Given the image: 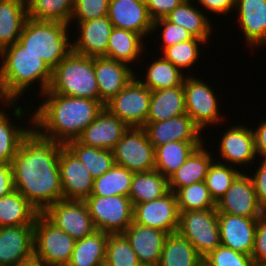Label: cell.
Masks as SVG:
<instances>
[{"label": "cell", "mask_w": 266, "mask_h": 266, "mask_svg": "<svg viewBox=\"0 0 266 266\" xmlns=\"http://www.w3.org/2000/svg\"><path fill=\"white\" fill-rule=\"evenodd\" d=\"M64 144L47 140L34 130L22 141L11 162L14 188L38 211L64 199L59 156Z\"/></svg>", "instance_id": "1"}, {"label": "cell", "mask_w": 266, "mask_h": 266, "mask_svg": "<svg viewBox=\"0 0 266 266\" xmlns=\"http://www.w3.org/2000/svg\"><path fill=\"white\" fill-rule=\"evenodd\" d=\"M41 95L45 99L31 114L29 122L41 137L64 145L77 139L104 108L100 100L60 94Z\"/></svg>", "instance_id": "2"}, {"label": "cell", "mask_w": 266, "mask_h": 266, "mask_svg": "<svg viewBox=\"0 0 266 266\" xmlns=\"http://www.w3.org/2000/svg\"><path fill=\"white\" fill-rule=\"evenodd\" d=\"M0 101L14 106L30 85L40 82V94L45 93L52 79V69L18 41L0 52ZM5 102V103H4Z\"/></svg>", "instance_id": "3"}, {"label": "cell", "mask_w": 266, "mask_h": 266, "mask_svg": "<svg viewBox=\"0 0 266 266\" xmlns=\"http://www.w3.org/2000/svg\"><path fill=\"white\" fill-rule=\"evenodd\" d=\"M69 26L61 22L28 18L18 42L26 51L40 56L53 70L72 51Z\"/></svg>", "instance_id": "4"}, {"label": "cell", "mask_w": 266, "mask_h": 266, "mask_svg": "<svg viewBox=\"0 0 266 266\" xmlns=\"http://www.w3.org/2000/svg\"><path fill=\"white\" fill-rule=\"evenodd\" d=\"M42 94H60L99 100L94 72V57L71 51L53 70L48 90Z\"/></svg>", "instance_id": "5"}, {"label": "cell", "mask_w": 266, "mask_h": 266, "mask_svg": "<svg viewBox=\"0 0 266 266\" xmlns=\"http://www.w3.org/2000/svg\"><path fill=\"white\" fill-rule=\"evenodd\" d=\"M75 240L53 224L43 213L34 223V257L47 266H67L74 249Z\"/></svg>", "instance_id": "6"}, {"label": "cell", "mask_w": 266, "mask_h": 266, "mask_svg": "<svg viewBox=\"0 0 266 266\" xmlns=\"http://www.w3.org/2000/svg\"><path fill=\"white\" fill-rule=\"evenodd\" d=\"M177 232L204 258L221 245L217 209L179 212Z\"/></svg>", "instance_id": "7"}, {"label": "cell", "mask_w": 266, "mask_h": 266, "mask_svg": "<svg viewBox=\"0 0 266 266\" xmlns=\"http://www.w3.org/2000/svg\"><path fill=\"white\" fill-rule=\"evenodd\" d=\"M84 202L96 230L119 234L133 222L134 206L129 197L90 195Z\"/></svg>", "instance_id": "8"}, {"label": "cell", "mask_w": 266, "mask_h": 266, "mask_svg": "<svg viewBox=\"0 0 266 266\" xmlns=\"http://www.w3.org/2000/svg\"><path fill=\"white\" fill-rule=\"evenodd\" d=\"M137 77L131 81L104 107L123 121L129 128H143L149 114L151 90L142 84Z\"/></svg>", "instance_id": "9"}, {"label": "cell", "mask_w": 266, "mask_h": 266, "mask_svg": "<svg viewBox=\"0 0 266 266\" xmlns=\"http://www.w3.org/2000/svg\"><path fill=\"white\" fill-rule=\"evenodd\" d=\"M112 151L115 164L133 173L155 170V148L144 128H128Z\"/></svg>", "instance_id": "10"}, {"label": "cell", "mask_w": 266, "mask_h": 266, "mask_svg": "<svg viewBox=\"0 0 266 266\" xmlns=\"http://www.w3.org/2000/svg\"><path fill=\"white\" fill-rule=\"evenodd\" d=\"M183 88L186 114L201 131L202 129L205 130L207 125L218 124L222 120L217 103L218 99H216L211 86L192 75L185 76Z\"/></svg>", "instance_id": "11"}, {"label": "cell", "mask_w": 266, "mask_h": 266, "mask_svg": "<svg viewBox=\"0 0 266 266\" xmlns=\"http://www.w3.org/2000/svg\"><path fill=\"white\" fill-rule=\"evenodd\" d=\"M43 214L75 241L96 231L84 201L62 199L50 205Z\"/></svg>", "instance_id": "12"}, {"label": "cell", "mask_w": 266, "mask_h": 266, "mask_svg": "<svg viewBox=\"0 0 266 266\" xmlns=\"http://www.w3.org/2000/svg\"><path fill=\"white\" fill-rule=\"evenodd\" d=\"M133 222L162 230L167 234L177 232L179 210L176 194L169 191L153 201L134 205Z\"/></svg>", "instance_id": "13"}, {"label": "cell", "mask_w": 266, "mask_h": 266, "mask_svg": "<svg viewBox=\"0 0 266 266\" xmlns=\"http://www.w3.org/2000/svg\"><path fill=\"white\" fill-rule=\"evenodd\" d=\"M218 213L257 219L265 210L258 203L251 176L240 173L216 203Z\"/></svg>", "instance_id": "14"}, {"label": "cell", "mask_w": 266, "mask_h": 266, "mask_svg": "<svg viewBox=\"0 0 266 266\" xmlns=\"http://www.w3.org/2000/svg\"><path fill=\"white\" fill-rule=\"evenodd\" d=\"M59 171L64 199L85 201L91 195L94 178L65 145L60 151Z\"/></svg>", "instance_id": "15"}, {"label": "cell", "mask_w": 266, "mask_h": 266, "mask_svg": "<svg viewBox=\"0 0 266 266\" xmlns=\"http://www.w3.org/2000/svg\"><path fill=\"white\" fill-rule=\"evenodd\" d=\"M107 16L113 27L147 36L153 32L145 0H109Z\"/></svg>", "instance_id": "16"}, {"label": "cell", "mask_w": 266, "mask_h": 266, "mask_svg": "<svg viewBox=\"0 0 266 266\" xmlns=\"http://www.w3.org/2000/svg\"><path fill=\"white\" fill-rule=\"evenodd\" d=\"M34 225L0 227V266H16L34 256Z\"/></svg>", "instance_id": "17"}, {"label": "cell", "mask_w": 266, "mask_h": 266, "mask_svg": "<svg viewBox=\"0 0 266 266\" xmlns=\"http://www.w3.org/2000/svg\"><path fill=\"white\" fill-rule=\"evenodd\" d=\"M128 128L104 107L77 140L86 146L113 150Z\"/></svg>", "instance_id": "18"}, {"label": "cell", "mask_w": 266, "mask_h": 266, "mask_svg": "<svg viewBox=\"0 0 266 266\" xmlns=\"http://www.w3.org/2000/svg\"><path fill=\"white\" fill-rule=\"evenodd\" d=\"M257 219L218 213L220 243L234 251L253 252Z\"/></svg>", "instance_id": "19"}, {"label": "cell", "mask_w": 266, "mask_h": 266, "mask_svg": "<svg viewBox=\"0 0 266 266\" xmlns=\"http://www.w3.org/2000/svg\"><path fill=\"white\" fill-rule=\"evenodd\" d=\"M130 65L103 57H94V72L98 84L99 100L105 105L136 76Z\"/></svg>", "instance_id": "20"}, {"label": "cell", "mask_w": 266, "mask_h": 266, "mask_svg": "<svg viewBox=\"0 0 266 266\" xmlns=\"http://www.w3.org/2000/svg\"><path fill=\"white\" fill-rule=\"evenodd\" d=\"M143 128L154 148L174 141H203L201 130L187 114L147 123Z\"/></svg>", "instance_id": "21"}, {"label": "cell", "mask_w": 266, "mask_h": 266, "mask_svg": "<svg viewBox=\"0 0 266 266\" xmlns=\"http://www.w3.org/2000/svg\"><path fill=\"white\" fill-rule=\"evenodd\" d=\"M77 23L79 36L75 42L72 41V51L89 57L106 56L109 37L114 28L108 16Z\"/></svg>", "instance_id": "22"}, {"label": "cell", "mask_w": 266, "mask_h": 266, "mask_svg": "<svg viewBox=\"0 0 266 266\" xmlns=\"http://www.w3.org/2000/svg\"><path fill=\"white\" fill-rule=\"evenodd\" d=\"M122 234L142 266H158L166 232L132 222Z\"/></svg>", "instance_id": "23"}, {"label": "cell", "mask_w": 266, "mask_h": 266, "mask_svg": "<svg viewBox=\"0 0 266 266\" xmlns=\"http://www.w3.org/2000/svg\"><path fill=\"white\" fill-rule=\"evenodd\" d=\"M220 142V158L235 165H247L255 160L257 153L254 132L246 125H235L223 133Z\"/></svg>", "instance_id": "24"}, {"label": "cell", "mask_w": 266, "mask_h": 266, "mask_svg": "<svg viewBox=\"0 0 266 266\" xmlns=\"http://www.w3.org/2000/svg\"><path fill=\"white\" fill-rule=\"evenodd\" d=\"M235 9L248 46L266 44V0H236Z\"/></svg>", "instance_id": "25"}, {"label": "cell", "mask_w": 266, "mask_h": 266, "mask_svg": "<svg viewBox=\"0 0 266 266\" xmlns=\"http://www.w3.org/2000/svg\"><path fill=\"white\" fill-rule=\"evenodd\" d=\"M202 143L198 146L177 171L168 177L169 190L176 193L180 188L205 181L209 167L214 161Z\"/></svg>", "instance_id": "26"}, {"label": "cell", "mask_w": 266, "mask_h": 266, "mask_svg": "<svg viewBox=\"0 0 266 266\" xmlns=\"http://www.w3.org/2000/svg\"><path fill=\"white\" fill-rule=\"evenodd\" d=\"M27 19L26 0H0V52L18 41Z\"/></svg>", "instance_id": "27"}, {"label": "cell", "mask_w": 266, "mask_h": 266, "mask_svg": "<svg viewBox=\"0 0 266 266\" xmlns=\"http://www.w3.org/2000/svg\"><path fill=\"white\" fill-rule=\"evenodd\" d=\"M182 114H186L183 85L151 91L146 124L167 120Z\"/></svg>", "instance_id": "28"}, {"label": "cell", "mask_w": 266, "mask_h": 266, "mask_svg": "<svg viewBox=\"0 0 266 266\" xmlns=\"http://www.w3.org/2000/svg\"><path fill=\"white\" fill-rule=\"evenodd\" d=\"M39 211L17 190L0 197V227L34 225Z\"/></svg>", "instance_id": "29"}, {"label": "cell", "mask_w": 266, "mask_h": 266, "mask_svg": "<svg viewBox=\"0 0 266 266\" xmlns=\"http://www.w3.org/2000/svg\"><path fill=\"white\" fill-rule=\"evenodd\" d=\"M203 258L178 232L167 234L158 266H203Z\"/></svg>", "instance_id": "30"}, {"label": "cell", "mask_w": 266, "mask_h": 266, "mask_svg": "<svg viewBox=\"0 0 266 266\" xmlns=\"http://www.w3.org/2000/svg\"><path fill=\"white\" fill-rule=\"evenodd\" d=\"M108 233L96 230L76 240L67 266H104Z\"/></svg>", "instance_id": "31"}, {"label": "cell", "mask_w": 266, "mask_h": 266, "mask_svg": "<svg viewBox=\"0 0 266 266\" xmlns=\"http://www.w3.org/2000/svg\"><path fill=\"white\" fill-rule=\"evenodd\" d=\"M169 191L168 178L152 170L134 173L128 197L134 206L158 199Z\"/></svg>", "instance_id": "32"}, {"label": "cell", "mask_w": 266, "mask_h": 266, "mask_svg": "<svg viewBox=\"0 0 266 266\" xmlns=\"http://www.w3.org/2000/svg\"><path fill=\"white\" fill-rule=\"evenodd\" d=\"M143 38L136 32L114 27L109 37L105 57L126 64H131L136 60L140 62L137 58H140V54L143 51Z\"/></svg>", "instance_id": "33"}, {"label": "cell", "mask_w": 266, "mask_h": 266, "mask_svg": "<svg viewBox=\"0 0 266 266\" xmlns=\"http://www.w3.org/2000/svg\"><path fill=\"white\" fill-rule=\"evenodd\" d=\"M203 141H174L155 148V170L164 177L172 173L187 160L191 153L200 146Z\"/></svg>", "instance_id": "34"}, {"label": "cell", "mask_w": 266, "mask_h": 266, "mask_svg": "<svg viewBox=\"0 0 266 266\" xmlns=\"http://www.w3.org/2000/svg\"><path fill=\"white\" fill-rule=\"evenodd\" d=\"M193 1L182 2L165 18L176 25L182 26L194 37L204 40L206 43L209 40L212 30L208 16H205L202 11L192 5Z\"/></svg>", "instance_id": "35"}, {"label": "cell", "mask_w": 266, "mask_h": 266, "mask_svg": "<svg viewBox=\"0 0 266 266\" xmlns=\"http://www.w3.org/2000/svg\"><path fill=\"white\" fill-rule=\"evenodd\" d=\"M65 146L79 158L94 179L103 175L115 164L112 150L86 146L77 139L68 141Z\"/></svg>", "instance_id": "36"}, {"label": "cell", "mask_w": 266, "mask_h": 266, "mask_svg": "<svg viewBox=\"0 0 266 266\" xmlns=\"http://www.w3.org/2000/svg\"><path fill=\"white\" fill-rule=\"evenodd\" d=\"M134 173L114 164L100 177L94 179L91 195L128 197Z\"/></svg>", "instance_id": "37"}, {"label": "cell", "mask_w": 266, "mask_h": 266, "mask_svg": "<svg viewBox=\"0 0 266 266\" xmlns=\"http://www.w3.org/2000/svg\"><path fill=\"white\" fill-rule=\"evenodd\" d=\"M145 78L146 81L138 80L149 90L155 91L182 86L185 75L178 67H175L164 57H160L155 62L153 61L149 68L147 67Z\"/></svg>", "instance_id": "38"}, {"label": "cell", "mask_w": 266, "mask_h": 266, "mask_svg": "<svg viewBox=\"0 0 266 266\" xmlns=\"http://www.w3.org/2000/svg\"><path fill=\"white\" fill-rule=\"evenodd\" d=\"M28 18L70 25L74 0H26Z\"/></svg>", "instance_id": "39"}, {"label": "cell", "mask_w": 266, "mask_h": 266, "mask_svg": "<svg viewBox=\"0 0 266 266\" xmlns=\"http://www.w3.org/2000/svg\"><path fill=\"white\" fill-rule=\"evenodd\" d=\"M0 110V163H10L14 159L22 141L31 133L30 129L17 127L9 121L8 113Z\"/></svg>", "instance_id": "40"}, {"label": "cell", "mask_w": 266, "mask_h": 266, "mask_svg": "<svg viewBox=\"0 0 266 266\" xmlns=\"http://www.w3.org/2000/svg\"><path fill=\"white\" fill-rule=\"evenodd\" d=\"M175 194L179 212L216 208L205 181L180 188Z\"/></svg>", "instance_id": "41"}, {"label": "cell", "mask_w": 266, "mask_h": 266, "mask_svg": "<svg viewBox=\"0 0 266 266\" xmlns=\"http://www.w3.org/2000/svg\"><path fill=\"white\" fill-rule=\"evenodd\" d=\"M240 173L241 171H238L237 168L223 162H212L205 177V183L215 203L224 196Z\"/></svg>", "instance_id": "42"}, {"label": "cell", "mask_w": 266, "mask_h": 266, "mask_svg": "<svg viewBox=\"0 0 266 266\" xmlns=\"http://www.w3.org/2000/svg\"><path fill=\"white\" fill-rule=\"evenodd\" d=\"M104 266L142 265L126 237L122 233H119L108 235Z\"/></svg>", "instance_id": "43"}, {"label": "cell", "mask_w": 266, "mask_h": 266, "mask_svg": "<svg viewBox=\"0 0 266 266\" xmlns=\"http://www.w3.org/2000/svg\"><path fill=\"white\" fill-rule=\"evenodd\" d=\"M206 44L202 39L194 37L192 40L177 43L162 51V56L180 70L191 68L199 58V45Z\"/></svg>", "instance_id": "44"}, {"label": "cell", "mask_w": 266, "mask_h": 266, "mask_svg": "<svg viewBox=\"0 0 266 266\" xmlns=\"http://www.w3.org/2000/svg\"><path fill=\"white\" fill-rule=\"evenodd\" d=\"M203 266H254L250 255L220 245L203 258Z\"/></svg>", "instance_id": "45"}, {"label": "cell", "mask_w": 266, "mask_h": 266, "mask_svg": "<svg viewBox=\"0 0 266 266\" xmlns=\"http://www.w3.org/2000/svg\"><path fill=\"white\" fill-rule=\"evenodd\" d=\"M109 0H74L71 21H90L107 16Z\"/></svg>", "instance_id": "46"}, {"label": "cell", "mask_w": 266, "mask_h": 266, "mask_svg": "<svg viewBox=\"0 0 266 266\" xmlns=\"http://www.w3.org/2000/svg\"><path fill=\"white\" fill-rule=\"evenodd\" d=\"M159 26L163 27L160 33L162 34L161 39L163 41L162 50L169 46L192 40L194 38V36L185 28L169 22L166 18H160L153 21V31L156 30Z\"/></svg>", "instance_id": "47"}, {"label": "cell", "mask_w": 266, "mask_h": 266, "mask_svg": "<svg viewBox=\"0 0 266 266\" xmlns=\"http://www.w3.org/2000/svg\"><path fill=\"white\" fill-rule=\"evenodd\" d=\"M251 257L254 264H266V211L257 218Z\"/></svg>", "instance_id": "48"}, {"label": "cell", "mask_w": 266, "mask_h": 266, "mask_svg": "<svg viewBox=\"0 0 266 266\" xmlns=\"http://www.w3.org/2000/svg\"><path fill=\"white\" fill-rule=\"evenodd\" d=\"M182 2V0H145L148 13L153 21L165 18Z\"/></svg>", "instance_id": "49"}, {"label": "cell", "mask_w": 266, "mask_h": 266, "mask_svg": "<svg viewBox=\"0 0 266 266\" xmlns=\"http://www.w3.org/2000/svg\"><path fill=\"white\" fill-rule=\"evenodd\" d=\"M260 157H263L262 163L251 178L254 183L258 203L266 211V156Z\"/></svg>", "instance_id": "50"}, {"label": "cell", "mask_w": 266, "mask_h": 266, "mask_svg": "<svg viewBox=\"0 0 266 266\" xmlns=\"http://www.w3.org/2000/svg\"><path fill=\"white\" fill-rule=\"evenodd\" d=\"M216 14H228L234 11L236 0H198V4Z\"/></svg>", "instance_id": "51"}, {"label": "cell", "mask_w": 266, "mask_h": 266, "mask_svg": "<svg viewBox=\"0 0 266 266\" xmlns=\"http://www.w3.org/2000/svg\"><path fill=\"white\" fill-rule=\"evenodd\" d=\"M13 172L10 163H0V197L14 191Z\"/></svg>", "instance_id": "52"}, {"label": "cell", "mask_w": 266, "mask_h": 266, "mask_svg": "<svg viewBox=\"0 0 266 266\" xmlns=\"http://www.w3.org/2000/svg\"><path fill=\"white\" fill-rule=\"evenodd\" d=\"M253 132L257 155L266 156V119Z\"/></svg>", "instance_id": "53"}, {"label": "cell", "mask_w": 266, "mask_h": 266, "mask_svg": "<svg viewBox=\"0 0 266 266\" xmlns=\"http://www.w3.org/2000/svg\"><path fill=\"white\" fill-rule=\"evenodd\" d=\"M16 266H47L42 260L32 257L29 260L19 263Z\"/></svg>", "instance_id": "54"}, {"label": "cell", "mask_w": 266, "mask_h": 266, "mask_svg": "<svg viewBox=\"0 0 266 266\" xmlns=\"http://www.w3.org/2000/svg\"><path fill=\"white\" fill-rule=\"evenodd\" d=\"M254 266H266V264H254Z\"/></svg>", "instance_id": "55"}, {"label": "cell", "mask_w": 266, "mask_h": 266, "mask_svg": "<svg viewBox=\"0 0 266 266\" xmlns=\"http://www.w3.org/2000/svg\"><path fill=\"white\" fill-rule=\"evenodd\" d=\"M183 2H190V1H192V0H182Z\"/></svg>", "instance_id": "56"}]
</instances>
